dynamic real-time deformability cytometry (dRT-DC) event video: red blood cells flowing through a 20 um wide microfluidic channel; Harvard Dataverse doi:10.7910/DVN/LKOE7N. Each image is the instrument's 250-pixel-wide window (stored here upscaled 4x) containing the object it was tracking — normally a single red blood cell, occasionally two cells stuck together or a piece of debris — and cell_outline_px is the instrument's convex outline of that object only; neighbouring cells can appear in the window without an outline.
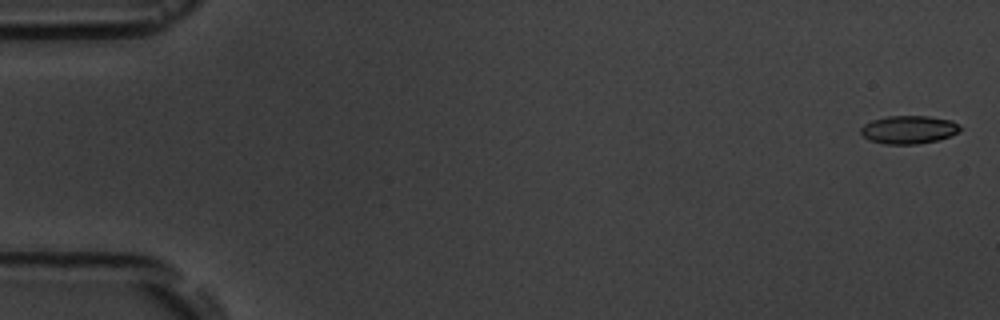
{"species": "common noctule bat (a hibernating species)", "species_latin": "Nyctalus noctula", "temperature_condition": "room temperature", "stored_images_in_passage": 9, "camera_frame_rate_fps": 3000, "um_per_image_px": 0.085, "animal": {"sex": "male", "body_mass_g": 19.5, "forearm_length_mm": 54.6}, "frame": {"image": 1, "passage_image": 1, "time_ms": 0.0, "image_size_px": [1000, 320], "cell_outline_px": [[960, 128], [956, 132], [948, 136], [936, 140], [916, 144], [884, 144], [872, 140], [864, 136], [860, 132], [860, 128], [864, 124], [872, 120], [888, 116], [928, 116], [952, 120], [960, 124]], "centroid_in_image_um": [77.22, 11.01], "position_along_channel_um": 7.8, "area_um2": 16.07}}
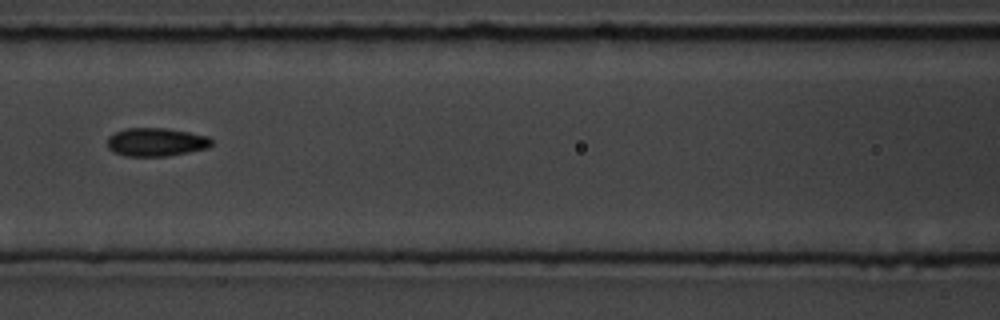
{"frame": {"image": 2, "passage_image": 8, "time_ms": 8.0, "image_size_px": [1000, 320], "cell_outline_px": [[212, 144], [208, 148], [168, 156], [124, 156], [112, 152], [108, 148], [108, 136], [124, 128], [168, 128], [208, 136], [212, 140]], "centroid_in_image_um": [13.25, 12.08], "position_along_channel_um": 153.3, "area_um2": 17.34}}
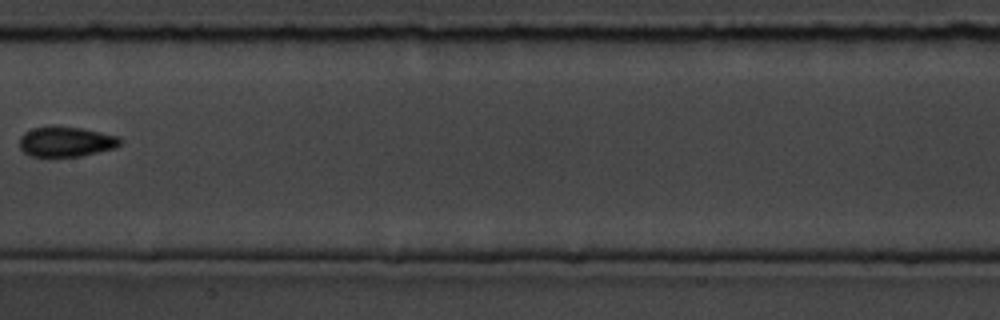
{"frame": {"image": 3, "passage_image": 9, "time_ms": 9.333, "image_size_px": [1000, 320], "cell_outline_px": [[120, 144], [116, 148], [80, 156], [28, 156], [20, 148], [20, 136], [24, 132], [32, 128], [80, 128], [120, 136]], "centroid_in_image_um": [5.62, 12.07], "position_along_channel_um": 201.8, "area_um2": 17.22}}